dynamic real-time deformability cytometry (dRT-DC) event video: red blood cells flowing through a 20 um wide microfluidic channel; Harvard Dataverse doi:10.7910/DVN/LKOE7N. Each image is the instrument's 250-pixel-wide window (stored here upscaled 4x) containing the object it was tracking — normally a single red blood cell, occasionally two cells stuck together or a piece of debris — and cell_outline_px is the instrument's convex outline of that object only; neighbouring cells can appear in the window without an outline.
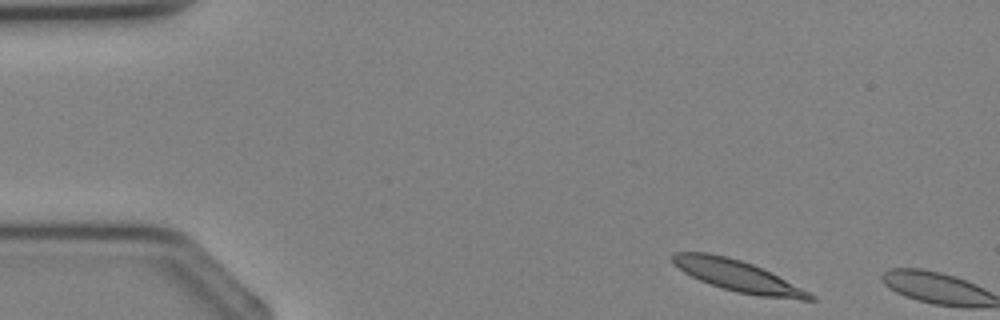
{"species": "Egyptian fruit bat (a non-hibernating species)", "species_latin": "Rousettus aegyptiacus", "temperature_condition": "cold", "stored_images_in_passage": 4, "camera_frame_rate_fps": 3000, "um_per_image_px": 0.085, "animal": {"sex": "female"}, "frame": {"image": 1, "passage_image": 1, "time_ms": 0.0, "image_size_px": [1000, 320], "cell_outline_px": [[816, 300], [800, 300], [760, 296], [736, 292], [700, 280], [684, 272], [672, 260], [672, 256], [676, 252], [708, 252], [740, 260], [752, 264], [816, 296]], "centroid_in_image_um": [62.69, 23.46], "position_along_channel_um": 22.3, "area_um2": 24.16}}
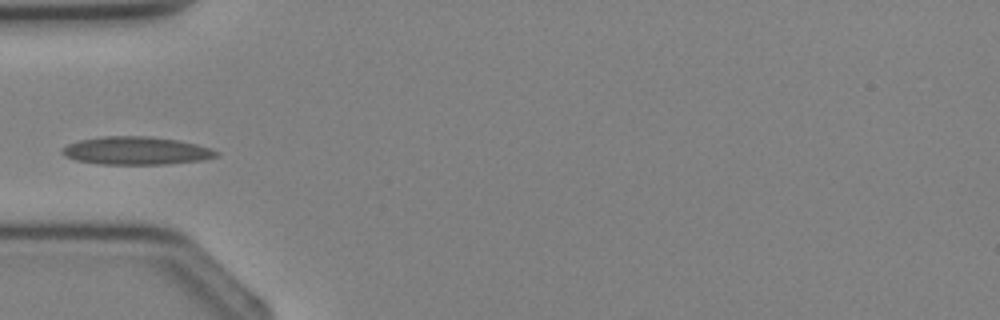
{"frame": {"image": 2, "passage_image": 4, "time_ms": 4.333, "image_size_px": [1000, 320], "cell_outline_px": [[220, 156], [200, 160], [164, 164], [100, 164], [76, 160], [64, 156], [60, 152], [60, 148], [68, 144], [80, 140], [100, 136], [148, 136], [176, 140], [196, 144], [220, 152]], "centroid_in_image_um": [11.53, 12.81], "position_along_channel_um": 73.5, "area_um2": 25.09}}